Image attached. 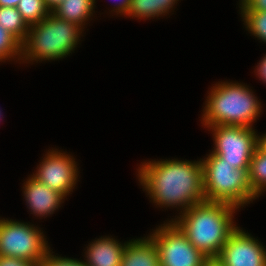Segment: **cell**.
Masks as SVG:
<instances>
[{
    "label": "cell",
    "mask_w": 266,
    "mask_h": 266,
    "mask_svg": "<svg viewBox=\"0 0 266 266\" xmlns=\"http://www.w3.org/2000/svg\"><path fill=\"white\" fill-rule=\"evenodd\" d=\"M139 169L140 183L159 206L178 205L185 211L205 200L202 161H150Z\"/></svg>",
    "instance_id": "obj_1"
},
{
    "label": "cell",
    "mask_w": 266,
    "mask_h": 266,
    "mask_svg": "<svg viewBox=\"0 0 266 266\" xmlns=\"http://www.w3.org/2000/svg\"><path fill=\"white\" fill-rule=\"evenodd\" d=\"M237 208L224 202L204 200L183 211L178 221L173 222L196 249L212 260L237 228L232 221Z\"/></svg>",
    "instance_id": "obj_2"
},
{
    "label": "cell",
    "mask_w": 266,
    "mask_h": 266,
    "mask_svg": "<svg viewBox=\"0 0 266 266\" xmlns=\"http://www.w3.org/2000/svg\"><path fill=\"white\" fill-rule=\"evenodd\" d=\"M203 114L209 126L232 125L252 127L261 106L251 90L239 83H219L212 88Z\"/></svg>",
    "instance_id": "obj_3"
},
{
    "label": "cell",
    "mask_w": 266,
    "mask_h": 266,
    "mask_svg": "<svg viewBox=\"0 0 266 266\" xmlns=\"http://www.w3.org/2000/svg\"><path fill=\"white\" fill-rule=\"evenodd\" d=\"M81 29L78 24L60 19L51 12L45 19L30 26L21 44L22 58L30 61L62 58L76 47Z\"/></svg>",
    "instance_id": "obj_4"
},
{
    "label": "cell",
    "mask_w": 266,
    "mask_h": 266,
    "mask_svg": "<svg viewBox=\"0 0 266 266\" xmlns=\"http://www.w3.org/2000/svg\"><path fill=\"white\" fill-rule=\"evenodd\" d=\"M205 201L224 202L236 207L258 197L249 183V168L236 169L216 154L202 160Z\"/></svg>",
    "instance_id": "obj_5"
},
{
    "label": "cell",
    "mask_w": 266,
    "mask_h": 266,
    "mask_svg": "<svg viewBox=\"0 0 266 266\" xmlns=\"http://www.w3.org/2000/svg\"><path fill=\"white\" fill-rule=\"evenodd\" d=\"M42 232L25 223L0 220V256L21 258L39 266L49 250Z\"/></svg>",
    "instance_id": "obj_6"
},
{
    "label": "cell",
    "mask_w": 266,
    "mask_h": 266,
    "mask_svg": "<svg viewBox=\"0 0 266 266\" xmlns=\"http://www.w3.org/2000/svg\"><path fill=\"white\" fill-rule=\"evenodd\" d=\"M163 225L149 236L158 248L160 266H205L210 259L189 242L173 221Z\"/></svg>",
    "instance_id": "obj_7"
},
{
    "label": "cell",
    "mask_w": 266,
    "mask_h": 266,
    "mask_svg": "<svg viewBox=\"0 0 266 266\" xmlns=\"http://www.w3.org/2000/svg\"><path fill=\"white\" fill-rule=\"evenodd\" d=\"M214 130L216 154L236 169L249 168L251 158L257 148V137L252 127L217 125Z\"/></svg>",
    "instance_id": "obj_8"
},
{
    "label": "cell",
    "mask_w": 266,
    "mask_h": 266,
    "mask_svg": "<svg viewBox=\"0 0 266 266\" xmlns=\"http://www.w3.org/2000/svg\"><path fill=\"white\" fill-rule=\"evenodd\" d=\"M214 260L221 266H266V249L237 227Z\"/></svg>",
    "instance_id": "obj_9"
},
{
    "label": "cell",
    "mask_w": 266,
    "mask_h": 266,
    "mask_svg": "<svg viewBox=\"0 0 266 266\" xmlns=\"http://www.w3.org/2000/svg\"><path fill=\"white\" fill-rule=\"evenodd\" d=\"M40 164L33 176L39 182L52 190L67 196L75 186L77 179V166L73 158L58 151H50Z\"/></svg>",
    "instance_id": "obj_10"
},
{
    "label": "cell",
    "mask_w": 266,
    "mask_h": 266,
    "mask_svg": "<svg viewBox=\"0 0 266 266\" xmlns=\"http://www.w3.org/2000/svg\"><path fill=\"white\" fill-rule=\"evenodd\" d=\"M24 186V197L27 204H29L28 206H30L29 208L33 214L40 217L53 213L64 199L60 193L52 190L34 177L29 178Z\"/></svg>",
    "instance_id": "obj_11"
},
{
    "label": "cell",
    "mask_w": 266,
    "mask_h": 266,
    "mask_svg": "<svg viewBox=\"0 0 266 266\" xmlns=\"http://www.w3.org/2000/svg\"><path fill=\"white\" fill-rule=\"evenodd\" d=\"M124 245L113 238H100L92 242L87 249L86 266H120Z\"/></svg>",
    "instance_id": "obj_12"
},
{
    "label": "cell",
    "mask_w": 266,
    "mask_h": 266,
    "mask_svg": "<svg viewBox=\"0 0 266 266\" xmlns=\"http://www.w3.org/2000/svg\"><path fill=\"white\" fill-rule=\"evenodd\" d=\"M120 266H160L159 251L152 238L126 242Z\"/></svg>",
    "instance_id": "obj_13"
},
{
    "label": "cell",
    "mask_w": 266,
    "mask_h": 266,
    "mask_svg": "<svg viewBox=\"0 0 266 266\" xmlns=\"http://www.w3.org/2000/svg\"><path fill=\"white\" fill-rule=\"evenodd\" d=\"M178 0H122L117 13L138 18H151L167 13Z\"/></svg>",
    "instance_id": "obj_14"
},
{
    "label": "cell",
    "mask_w": 266,
    "mask_h": 266,
    "mask_svg": "<svg viewBox=\"0 0 266 266\" xmlns=\"http://www.w3.org/2000/svg\"><path fill=\"white\" fill-rule=\"evenodd\" d=\"M94 3L95 0H64L52 13L60 19L83 26V22L92 14Z\"/></svg>",
    "instance_id": "obj_15"
},
{
    "label": "cell",
    "mask_w": 266,
    "mask_h": 266,
    "mask_svg": "<svg viewBox=\"0 0 266 266\" xmlns=\"http://www.w3.org/2000/svg\"><path fill=\"white\" fill-rule=\"evenodd\" d=\"M0 25L21 44L25 41L30 28L16 7L0 6Z\"/></svg>",
    "instance_id": "obj_16"
},
{
    "label": "cell",
    "mask_w": 266,
    "mask_h": 266,
    "mask_svg": "<svg viewBox=\"0 0 266 266\" xmlns=\"http://www.w3.org/2000/svg\"><path fill=\"white\" fill-rule=\"evenodd\" d=\"M248 173L251 189L259 196L266 188V152H263L258 146L251 158Z\"/></svg>",
    "instance_id": "obj_17"
},
{
    "label": "cell",
    "mask_w": 266,
    "mask_h": 266,
    "mask_svg": "<svg viewBox=\"0 0 266 266\" xmlns=\"http://www.w3.org/2000/svg\"><path fill=\"white\" fill-rule=\"evenodd\" d=\"M16 8L29 26L39 23L51 13L44 0H20Z\"/></svg>",
    "instance_id": "obj_18"
},
{
    "label": "cell",
    "mask_w": 266,
    "mask_h": 266,
    "mask_svg": "<svg viewBox=\"0 0 266 266\" xmlns=\"http://www.w3.org/2000/svg\"><path fill=\"white\" fill-rule=\"evenodd\" d=\"M242 17L255 37L266 42V11L241 10Z\"/></svg>",
    "instance_id": "obj_19"
},
{
    "label": "cell",
    "mask_w": 266,
    "mask_h": 266,
    "mask_svg": "<svg viewBox=\"0 0 266 266\" xmlns=\"http://www.w3.org/2000/svg\"><path fill=\"white\" fill-rule=\"evenodd\" d=\"M21 55V43L0 25V61Z\"/></svg>",
    "instance_id": "obj_20"
},
{
    "label": "cell",
    "mask_w": 266,
    "mask_h": 266,
    "mask_svg": "<svg viewBox=\"0 0 266 266\" xmlns=\"http://www.w3.org/2000/svg\"><path fill=\"white\" fill-rule=\"evenodd\" d=\"M39 266H86L84 261H78L71 258H64L52 255L50 251L45 255Z\"/></svg>",
    "instance_id": "obj_21"
},
{
    "label": "cell",
    "mask_w": 266,
    "mask_h": 266,
    "mask_svg": "<svg viewBox=\"0 0 266 266\" xmlns=\"http://www.w3.org/2000/svg\"><path fill=\"white\" fill-rule=\"evenodd\" d=\"M241 10L266 11V0H241Z\"/></svg>",
    "instance_id": "obj_22"
},
{
    "label": "cell",
    "mask_w": 266,
    "mask_h": 266,
    "mask_svg": "<svg viewBox=\"0 0 266 266\" xmlns=\"http://www.w3.org/2000/svg\"><path fill=\"white\" fill-rule=\"evenodd\" d=\"M0 266H37V265L21 258L0 256Z\"/></svg>",
    "instance_id": "obj_23"
},
{
    "label": "cell",
    "mask_w": 266,
    "mask_h": 266,
    "mask_svg": "<svg viewBox=\"0 0 266 266\" xmlns=\"http://www.w3.org/2000/svg\"><path fill=\"white\" fill-rule=\"evenodd\" d=\"M257 73H258L257 75H259V78H261L262 81H264L265 83L266 82V55L259 63L258 68H257Z\"/></svg>",
    "instance_id": "obj_24"
},
{
    "label": "cell",
    "mask_w": 266,
    "mask_h": 266,
    "mask_svg": "<svg viewBox=\"0 0 266 266\" xmlns=\"http://www.w3.org/2000/svg\"><path fill=\"white\" fill-rule=\"evenodd\" d=\"M47 8L52 12L64 0H44Z\"/></svg>",
    "instance_id": "obj_25"
},
{
    "label": "cell",
    "mask_w": 266,
    "mask_h": 266,
    "mask_svg": "<svg viewBox=\"0 0 266 266\" xmlns=\"http://www.w3.org/2000/svg\"><path fill=\"white\" fill-rule=\"evenodd\" d=\"M20 0H0V6L2 7H16Z\"/></svg>",
    "instance_id": "obj_26"
},
{
    "label": "cell",
    "mask_w": 266,
    "mask_h": 266,
    "mask_svg": "<svg viewBox=\"0 0 266 266\" xmlns=\"http://www.w3.org/2000/svg\"><path fill=\"white\" fill-rule=\"evenodd\" d=\"M257 146L263 151L266 152V134L264 136L257 137Z\"/></svg>",
    "instance_id": "obj_27"
},
{
    "label": "cell",
    "mask_w": 266,
    "mask_h": 266,
    "mask_svg": "<svg viewBox=\"0 0 266 266\" xmlns=\"http://www.w3.org/2000/svg\"><path fill=\"white\" fill-rule=\"evenodd\" d=\"M205 266H221L216 260L212 259V260H209Z\"/></svg>",
    "instance_id": "obj_28"
}]
</instances>
